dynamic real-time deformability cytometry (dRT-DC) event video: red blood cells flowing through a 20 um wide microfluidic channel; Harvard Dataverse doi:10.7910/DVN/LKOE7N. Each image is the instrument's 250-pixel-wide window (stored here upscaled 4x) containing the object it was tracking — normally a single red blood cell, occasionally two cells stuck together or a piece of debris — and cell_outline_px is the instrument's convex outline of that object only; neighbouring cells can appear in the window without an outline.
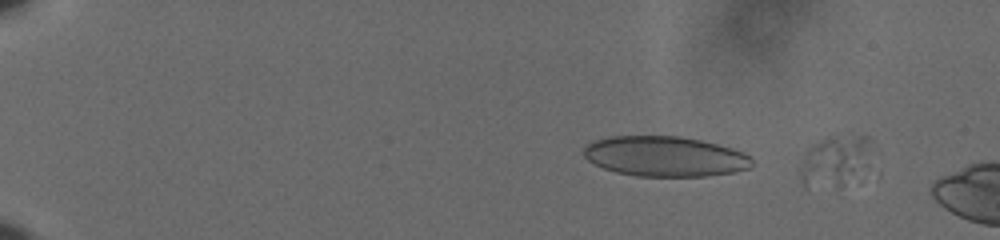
{"species": "human", "species_latin": "Homo sapiens", "temperature_condition": "cold", "stored_images_in_passage": 8, "camera_frame_rate_fps": 3000, "um_per_image_px": 0.085, "donor": {"sex": "male"}, "frame": {"image": 1, "passage_image": 1, "time_ms": 0.0, "image_size_px": [1000, 240], "cell_outline_px": [[872, 140], [852, 172], [844, 184], [804, 188], [800, 176], [800, 172], [804, 160], [808, 152], [820, 140], [832, 136], [868, 136]], "centroid_in_image_um": [70.79, 13.64], "position_along_channel_um": 14.2, "area_um2": 18.55}}